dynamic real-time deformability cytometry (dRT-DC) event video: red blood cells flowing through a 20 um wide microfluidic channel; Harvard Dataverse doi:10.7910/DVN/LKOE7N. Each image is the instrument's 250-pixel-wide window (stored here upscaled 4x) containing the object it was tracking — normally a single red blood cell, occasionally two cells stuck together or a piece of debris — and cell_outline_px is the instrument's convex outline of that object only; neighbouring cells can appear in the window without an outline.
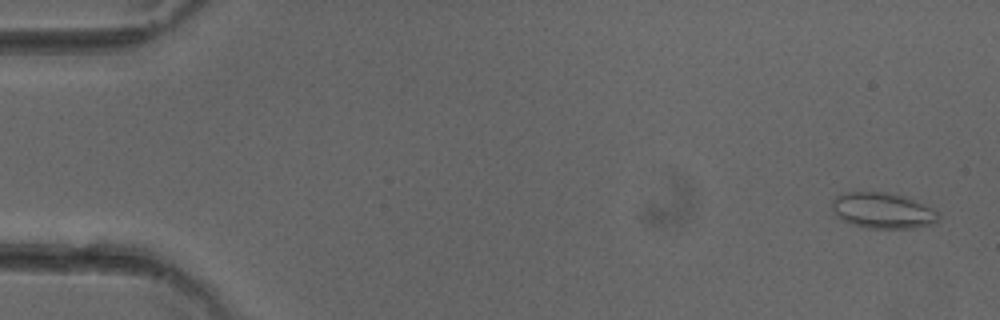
{"species": "common noctule bat (a hibernating species)", "species_latin": "Nyctalus noctula", "temperature_condition": "cold", "stored_images_in_passage": 51, "camera_frame_rate_fps": 3000, "um_per_image_px": 0.085, "animal": {"sex": "female"}, "frame": {"image": 1, "passage_image": 2, "time_ms": 0.333, "image_size_px": [1000, 320], "cell_outline_px": [[940, 216], [932, 224], [912, 228], [868, 228], [852, 224], [836, 216], [832, 208], [832, 200], [836, 196], [848, 192], [888, 192], [904, 196], [916, 200], [932, 208]], "centroid_in_image_um": [75.02, 17.89], "position_along_channel_um": 10.0, "area_um2": 22.08}}
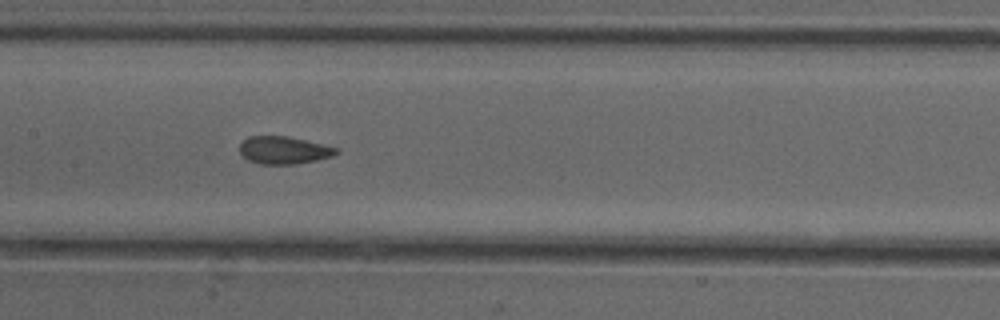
{"frame": {"image": 2, "passage_image": 25, "time_ms": 8.0, "image_size_px": [1000, 320], "cell_outline_px": [[340, 152], [332, 156], [316, 160], [296, 164], [260, 164], [248, 160], [240, 152], [240, 144], [248, 136], [288, 136], [340, 148]], "centroid_in_image_um": [24.15, 12.76], "position_along_channel_um": 183.2, "area_um2": 15.55}}
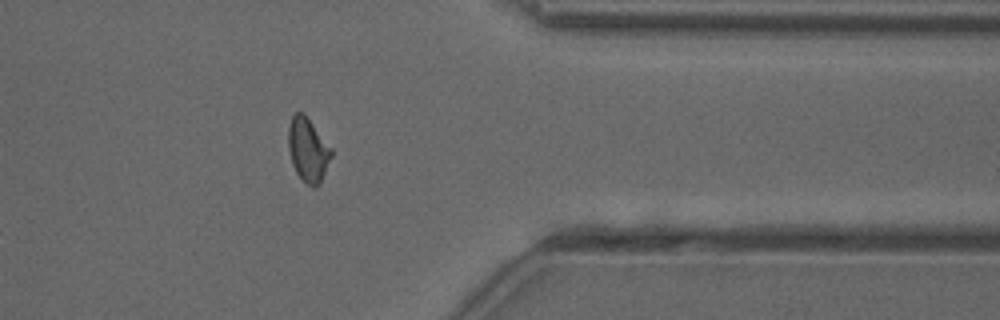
{"frame": {"image": 3, "passage_image": 41, "time_ms": 13.333, "image_size_px": [1000, 320], "cell_outline_px": [[332, 156], [320, 184], [316, 188], [312, 188], [296, 172], [292, 164], [288, 148], [288, 124], [292, 112], [304, 112], [332, 148]], "centroid_in_image_um": [26.17, 12.7], "position_along_channel_um": 385.2, "area_um2": 16.3}, "authors_computed_cell_mechanics": {"area_um2": 16.1262, "velocity_mm_per_s": 4.0473, "shape_relaxation_time_tau1_ms": null, "shape_relaxation_time_tau2_ms": 1.2639, "deformation_change_tau1": null, "deformation_change_tau2": 0.0784}}